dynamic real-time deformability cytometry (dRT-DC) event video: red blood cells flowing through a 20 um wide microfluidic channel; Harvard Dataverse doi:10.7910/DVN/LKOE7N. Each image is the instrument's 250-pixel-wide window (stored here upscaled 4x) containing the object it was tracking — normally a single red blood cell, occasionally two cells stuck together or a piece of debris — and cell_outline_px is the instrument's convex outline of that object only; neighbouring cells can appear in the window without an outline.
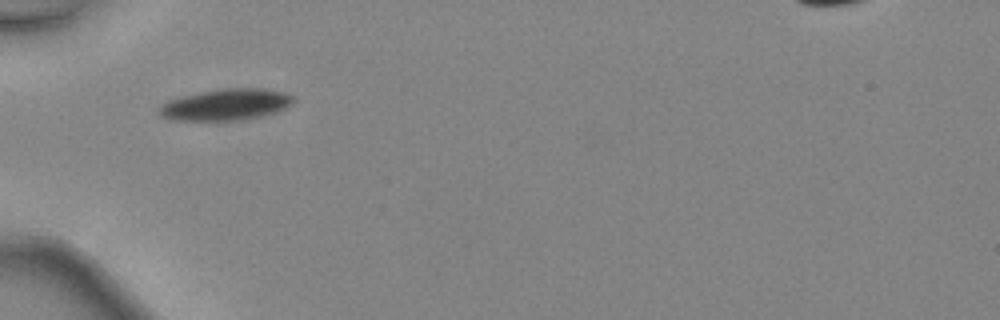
{"species": "common noctule bat (a hibernating species)", "species_latin": "Nyctalus noctula", "temperature_condition": "warm", "stored_images_in_passage": 31, "camera_frame_rate_fps": 3000, "um_per_image_px": 0.085, "animal": {"sex": "female", "body_mass_g": 24.6, "forearm_length_mm": 56.2}, "frame": {"image": 1, "passage_image": 1, "time_ms": 0.0, "image_size_px": [1000, 320], "cell_outline_px": [[296, 100], [292, 104], [284, 108], [260, 116], [240, 120], [168, 120], [160, 116], [156, 112], [156, 108], [168, 100], [180, 96], [200, 92], [228, 88], [260, 88], [284, 92], [292, 96]], "centroid_in_image_um": [19.12, 8.89], "position_along_channel_um": 65.9, "area_um2": 24.57}}
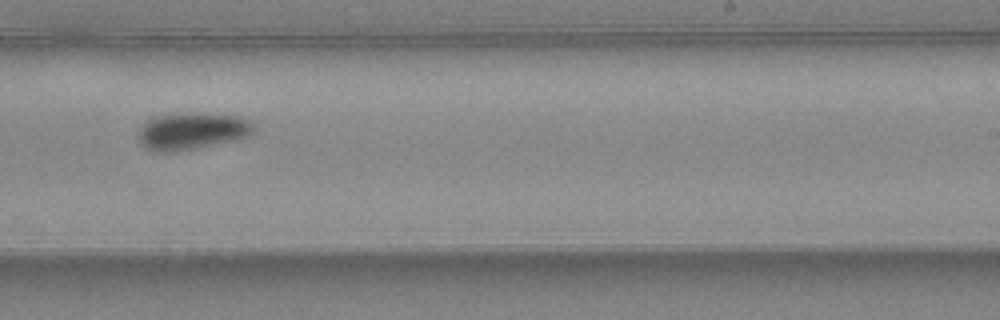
{"frame": {"image": 2, "passage_image": 15, "time_ms": 4.667, "image_size_px": [1000, 320], "cell_outline_px": [[252, 132], [248, 136], [236, 140], [176, 152], [156, 152], [144, 148], [140, 144], [140, 128], [152, 116], [168, 112], [200, 112], [236, 116], [248, 120], [252, 124]], "centroid_in_image_um": [16.26, 11.12], "position_along_channel_um": 272.7, "area_um2": 25.26}}
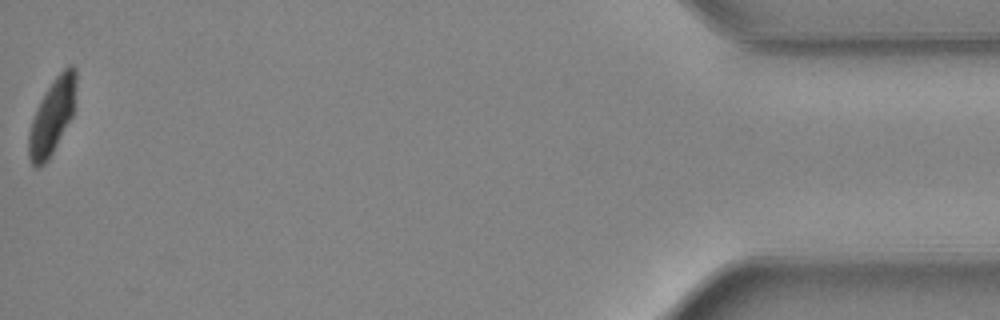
{"frame": {"image": 3, "passage_image": 31, "time_ms": 10.0, "image_size_px": [1000, 320], "cell_outline_px": [[76, 84], [72, 116], [48, 160], [44, 164], [36, 168], [32, 164], [28, 156], [28, 132], [36, 108], [40, 100], [52, 80], [68, 64], [72, 64], [76, 68]], "centroid_in_image_um": [4.42, 9.88], "position_along_channel_um": 430.8, "area_um2": 20.69}, "authors_computed_cell_mechanics": {"area_um2": 24.2182, "velocity_mm_per_s": 4.5306, "shape_relaxation_time_tau1_ms": 2.889, "shape_relaxation_time_tau2_ms": 2.643, "deformation_change_tau1": 0.1137, "deformation_change_tau2": 0.0566}}